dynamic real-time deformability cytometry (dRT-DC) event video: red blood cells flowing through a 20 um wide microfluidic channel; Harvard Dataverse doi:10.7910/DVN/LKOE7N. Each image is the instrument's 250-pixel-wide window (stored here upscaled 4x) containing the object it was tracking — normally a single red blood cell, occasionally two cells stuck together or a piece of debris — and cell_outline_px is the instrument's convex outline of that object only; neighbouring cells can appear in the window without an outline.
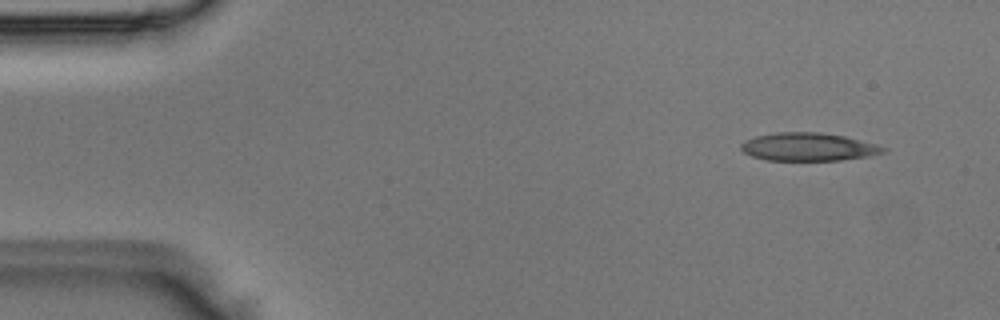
{"species": "Egyptian fruit bat (a non-hibernating species)", "species_latin": "Rousettus aegyptiacus", "temperature_condition": "room temperature", "stored_images_in_passage": 3, "camera_frame_rate_fps": 3000, "um_per_image_px": 0.085, "animal": {"sex": "male"}, "frame": {"image": 1, "passage_image": 1, "time_ms": 0.0, "image_size_px": [1000, 320], "cell_outline_px": [[888, 148], [884, 152], [868, 156], [840, 160], [768, 160], [752, 156], [744, 152], [740, 148], [740, 144], [744, 140], [756, 136], [776, 132], [820, 132], [844, 136], [876, 144]], "centroid_in_image_um": [68.69, 12.48], "position_along_channel_um": 16.3, "area_um2": 23.18}}